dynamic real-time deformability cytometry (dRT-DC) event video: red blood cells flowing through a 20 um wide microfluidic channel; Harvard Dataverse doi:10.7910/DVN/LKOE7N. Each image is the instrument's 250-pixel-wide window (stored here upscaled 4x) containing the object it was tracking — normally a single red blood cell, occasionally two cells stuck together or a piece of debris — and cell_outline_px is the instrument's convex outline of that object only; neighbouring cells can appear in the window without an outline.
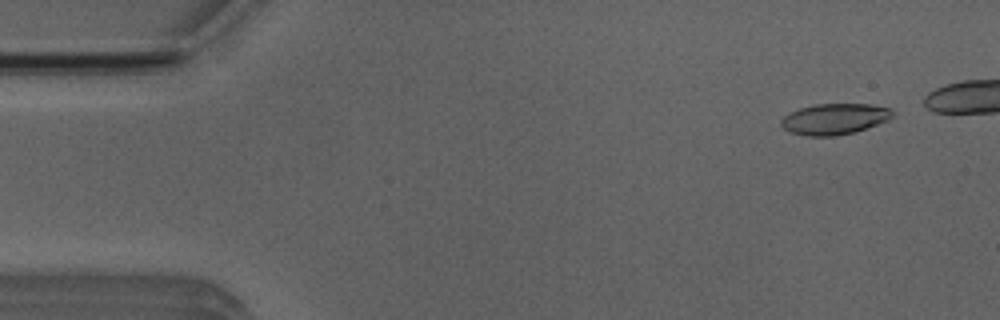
{"species": "Egyptian fruit bat (a non-hibernating species)", "species_latin": "Rousettus aegyptiacus", "temperature_condition": "room temperature", "stored_images_in_passage": 5, "camera_frame_rate_fps": 3000, "um_per_image_px": 0.085, "animal": {"sex": "male"}, "frame": {"image": 1, "passage_image": 1, "time_ms": 0.0, "image_size_px": [1000, 320], "cell_outline_px": [[896, 116], [888, 120], [856, 132], [832, 136], [808, 136], [792, 132], [784, 128], [780, 124], [780, 120], [788, 112], [800, 108], [816, 104], [872, 104], [888, 108]], "centroid_in_image_um": [70.94, 10.11], "position_along_channel_um": 14.1, "area_um2": 20.11}}